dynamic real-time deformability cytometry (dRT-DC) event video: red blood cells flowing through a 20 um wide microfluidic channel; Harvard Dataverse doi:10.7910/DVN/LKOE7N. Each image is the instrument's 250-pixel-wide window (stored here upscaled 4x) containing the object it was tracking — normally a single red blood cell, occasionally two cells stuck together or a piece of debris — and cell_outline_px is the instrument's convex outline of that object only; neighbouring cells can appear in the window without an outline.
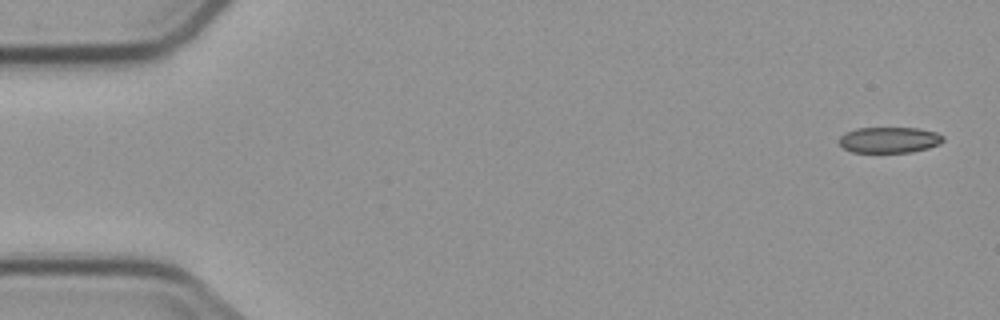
{"species": "common noctule bat (a hibernating species)", "species_latin": "Nyctalus noctula", "temperature_condition": "cold", "stored_images_in_passage": 5, "camera_frame_rate_fps": 3000, "um_per_image_px": 0.085, "animal": {"sex": "male", "body_mass_g": 23.1, "forearm_length_mm": 52.7}, "frame": {"image": 1, "passage_image": 1, "time_ms": 0.0, "image_size_px": [1000, 320], "cell_outline_px": [[944, 140], [940, 144], [928, 148], [912, 152], [852, 152], [844, 148], [840, 144], [840, 136], [844, 132], [856, 128], [916, 128], [936, 132], [944, 136]], "centroid_in_image_um": [75.6, 11.89], "position_along_channel_um": 9.4, "area_um2": 15.72}}
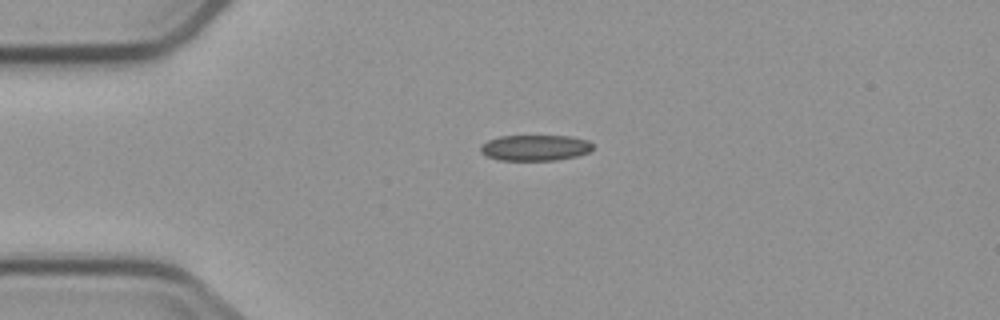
{"frame": {"image": 2, "passage_image": 4, "time_ms": 3.667, "image_size_px": [1000, 320], "cell_outline_px": [[592, 148], [588, 152], [576, 156], [556, 160], [500, 160], [488, 156], [480, 152], [480, 144], [488, 140], [500, 136], [572, 136], [588, 140], [592, 144]], "centroid_in_image_um": [45.47, 12.55], "position_along_channel_um": 39.5, "area_um2": 16.88}}